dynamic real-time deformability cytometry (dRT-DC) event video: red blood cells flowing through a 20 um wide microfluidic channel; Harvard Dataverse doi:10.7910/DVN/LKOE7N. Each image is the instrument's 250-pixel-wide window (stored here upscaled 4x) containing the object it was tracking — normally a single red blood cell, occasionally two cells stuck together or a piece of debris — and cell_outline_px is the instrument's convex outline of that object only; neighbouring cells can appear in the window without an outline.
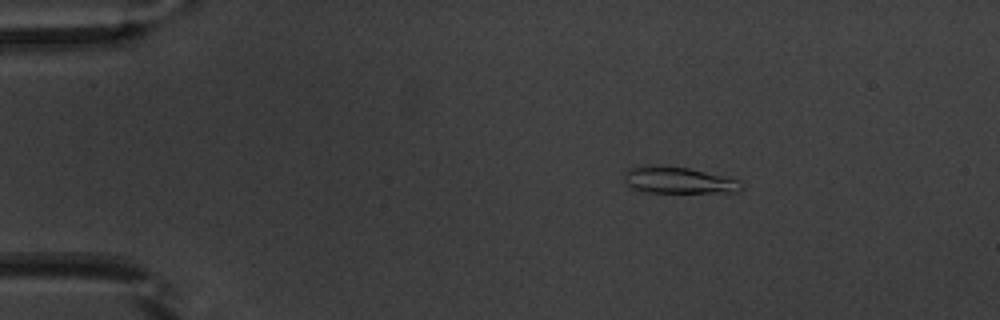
{"species": "common noctule bat (a hibernating species)", "species_latin": "Nyctalus noctula", "temperature_condition": "warm", "stored_images_in_passage": 44, "camera_frame_rate_fps": 3000, "um_per_image_px": 0.085, "animal": {"sex": "male", "body_mass_g": 20.1, "forearm_length_mm": 53.5}, "frame": {"image": 1, "passage_image": 1, "time_ms": 0.0, "image_size_px": [1000, 320], "cell_outline_px": [[744, 188], [736, 192], [648, 192], [628, 188], [624, 180], [624, 172], [628, 168], [648, 164], [656, 164], [688, 168], [736, 180], [744, 184]], "centroid_in_image_um": [57.56, 15.31], "position_along_channel_um": 27.4, "area_um2": 18.21}}
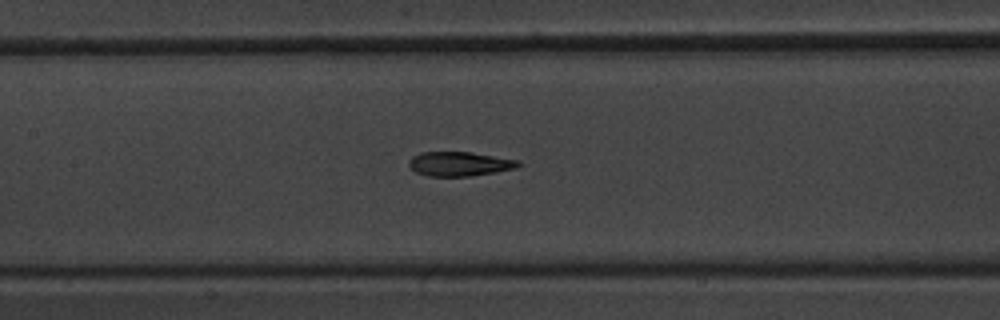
{"frame": {"image": 2, "passage_image": 17, "time_ms": 5.333, "image_size_px": [1000, 320], "cell_outline_px": [[524, 164], [516, 168], [496, 172], [472, 176], [428, 176], [416, 172], [408, 164], [408, 160], [412, 156], [420, 152], [472, 152], [520, 160]], "centroid_in_image_um": [39.1, 13.92], "position_along_channel_um": 168.3, "area_um2": 15.72}}
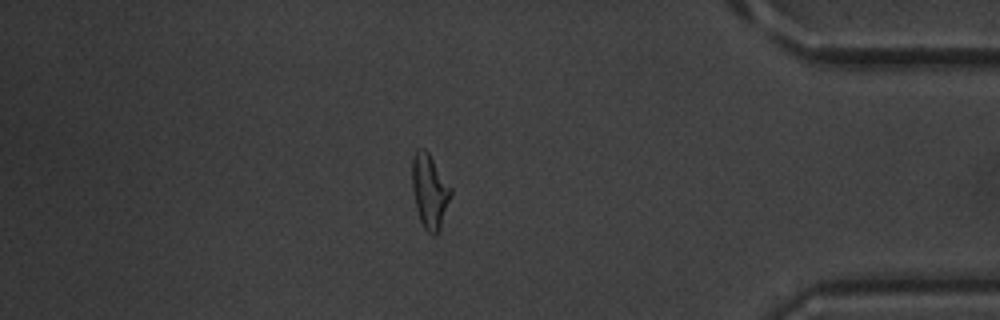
{"frame": {"image": 3, "passage_image": 37, "time_ms": 12.0, "image_size_px": [1000, 320], "cell_outline_px": [[452, 196], [440, 228], [436, 236], [432, 236], [424, 228], [420, 220], [416, 208], [412, 192], [412, 160], [416, 152], [420, 148], [424, 148], [428, 152], [452, 188]], "centroid_in_image_um": [36.53, 16.28], "position_along_channel_um": 398.7, "area_um2": 16.82}, "authors_computed_cell_mechanics": {"area_um2": 16.3285, "velocity_mm_per_s": 3.9183, "shape_relaxation_time_tau1_ms": 4.914, "shape_relaxation_time_tau2_ms": 2.0696, "deformation_change_tau1": 0.2078, "deformation_change_tau2": 0.1154}}